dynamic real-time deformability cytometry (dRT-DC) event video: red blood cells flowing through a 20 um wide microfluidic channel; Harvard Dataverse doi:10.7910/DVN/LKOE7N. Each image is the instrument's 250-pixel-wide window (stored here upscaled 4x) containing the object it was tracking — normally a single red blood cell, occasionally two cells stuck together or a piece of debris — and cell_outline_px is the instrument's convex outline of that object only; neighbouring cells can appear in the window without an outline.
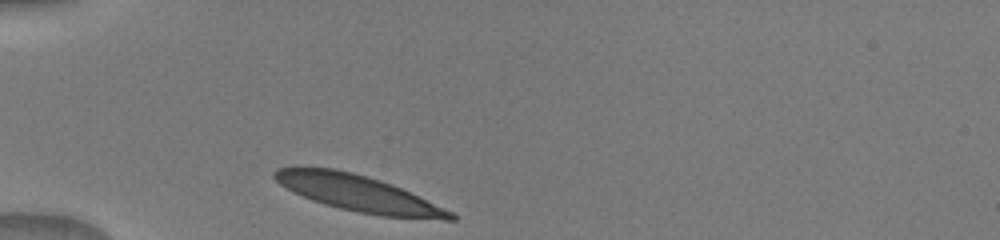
{"species": "human", "species_latin": "Homo sapiens", "temperature_condition": "warm", "stored_images_in_passage": 9, "camera_frame_rate_fps": 3000, "um_per_image_px": 0.085, "donor": {"sex": "male"}, "frame": {"image": 1, "passage_image": 1, "time_ms": 0.0, "image_size_px": [1000, 240], "cell_outline_px": [[456, 220], [444, 220], [380, 216], [340, 208], [324, 204], [312, 200], [292, 192], [280, 184], [272, 176], [272, 172], [276, 168], [292, 164], [300, 164], [336, 168], [352, 172], [380, 180], [392, 184], [452, 212], [456, 216]], "centroid_in_image_um": [30.32, 16.38], "position_along_channel_um": 54.7, "area_um2": 37.69}}
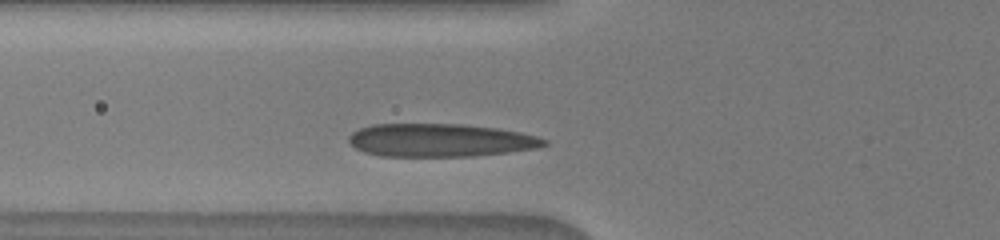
{"frame": {"image": 2, "passage_image": 7, "time_ms": 1.333, "image_size_px": [1000, 240], "cell_outline_px": [[548, 144], [536, 148], [508, 152], [476, 156], [380, 156], [364, 152], [356, 148], [348, 140], [348, 136], [352, 132], [360, 128], [372, 124], [464, 124], [496, 128], [520, 132], [536, 136], [548, 140]], "centroid_in_image_um": [37.42, 11.92], "position_along_channel_um": 88.4, "area_um2": 37.74}}